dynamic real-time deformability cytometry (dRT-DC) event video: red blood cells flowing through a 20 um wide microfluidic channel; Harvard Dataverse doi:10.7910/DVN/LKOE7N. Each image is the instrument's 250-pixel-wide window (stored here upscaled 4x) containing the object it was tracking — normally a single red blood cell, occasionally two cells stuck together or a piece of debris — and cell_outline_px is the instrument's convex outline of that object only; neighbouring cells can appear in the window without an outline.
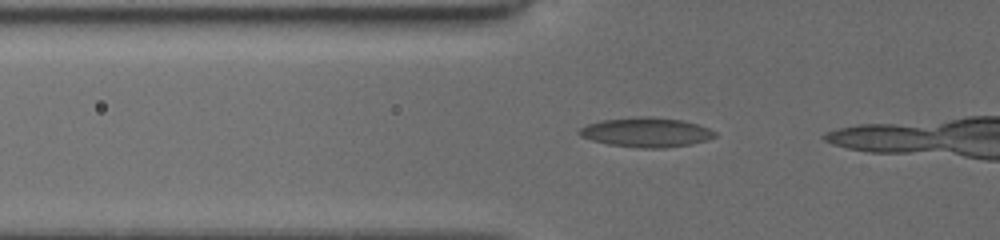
{"species": "common noctule bat (a hibernating species)", "species_latin": "Nyctalus noctula", "temperature_condition": "cold", "stored_images_in_passage": 5, "camera_frame_rate_fps": 3000, "um_per_image_px": 0.085, "animal": {"sex": "female", "body_mass_g": 19.5, "forearm_length_mm": 54.1}, "frame": {"image": 1, "passage_image": 3, "time_ms": 0.667, "image_size_px": [1000, 240], "cell_outline_px": [[716, 136], [704, 140], [688, 144], [664, 148], [640, 148], [608, 144], [592, 140], [580, 136], [576, 132], [580, 128], [588, 124], [600, 120], [636, 116], [652, 116], [680, 120], [696, 124], [708, 128], [716, 132]], "centroid_in_image_um": [54.87, 11.23], "position_along_channel_um": 70.9, "area_um2": 23.24}}